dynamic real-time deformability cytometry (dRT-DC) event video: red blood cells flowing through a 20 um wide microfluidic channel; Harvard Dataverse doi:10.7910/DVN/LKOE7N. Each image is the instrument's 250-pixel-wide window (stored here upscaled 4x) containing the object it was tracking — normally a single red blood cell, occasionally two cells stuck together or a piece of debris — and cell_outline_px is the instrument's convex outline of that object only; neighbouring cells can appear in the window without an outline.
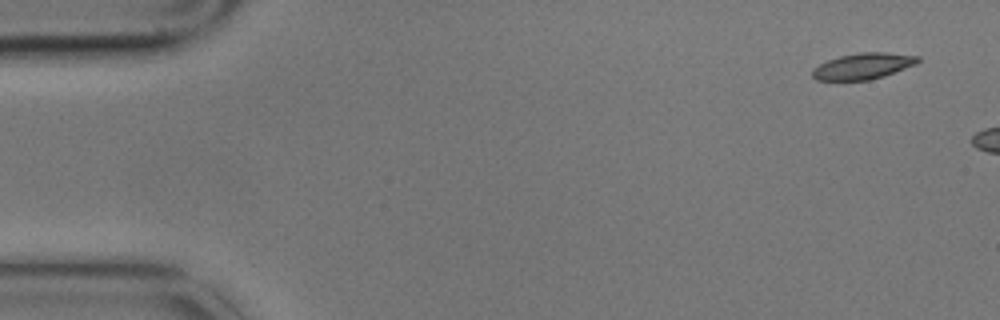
{"species": "common noctule bat (a hibernating species)", "species_latin": "Nyctalus noctula", "temperature_condition": "cold", "stored_images_in_passage": 3, "camera_frame_rate_fps": 3000, "um_per_image_px": 0.085, "animal": {"sex": "male", "body_mass_g": 17.9}, "frame": {"image": 1, "passage_image": 1, "time_ms": 0.0, "image_size_px": [1000, 320], "cell_outline_px": [[920, 60], [916, 64], [884, 76], [868, 80], [816, 80], [812, 76], [812, 68], [828, 60], [840, 56], [860, 52], [884, 52], [920, 56]], "centroid_in_image_um": [73.36, 5.62], "position_along_channel_um": 11.6, "area_um2": 16.01}}